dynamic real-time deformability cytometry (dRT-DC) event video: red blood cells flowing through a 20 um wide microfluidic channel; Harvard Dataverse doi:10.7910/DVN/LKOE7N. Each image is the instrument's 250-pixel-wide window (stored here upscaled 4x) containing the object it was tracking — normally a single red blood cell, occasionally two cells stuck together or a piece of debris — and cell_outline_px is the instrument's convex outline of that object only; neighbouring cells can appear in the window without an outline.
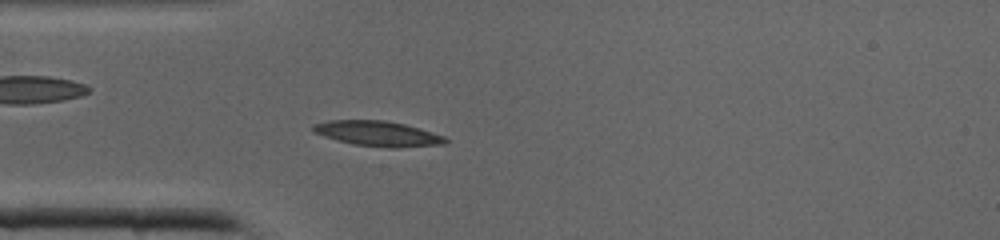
{"species": "common noctule bat (a hibernating species)", "species_latin": "Nyctalus noctula", "temperature_condition": "cold", "stored_images_in_passage": 41, "camera_frame_rate_fps": 3000, "um_per_image_px": 0.085, "animal": {"sex": "male", "body_mass_g": 19.0, "forearm_length_mm": 50.8}, "frame": {"image": 1, "passage_image": 11, "time_ms": 3.333, "image_size_px": [1000, 240], "cell_outline_px": [[448, 140], [444, 144], [396, 148], [388, 148], [352, 144], [336, 140], [312, 132], [312, 124], [328, 120], [384, 120], [404, 124], [444, 136]], "centroid_in_image_um": [32.06, 11.36], "position_along_channel_um": 52.9, "area_um2": 19.42}}
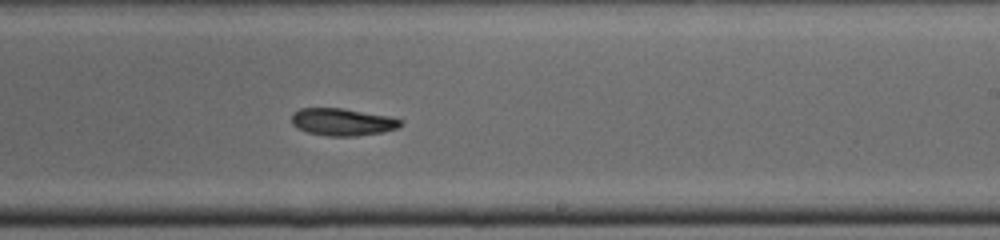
{"frame": {"image": 2, "passage_image": 24, "time_ms": 7.667, "image_size_px": [1000, 240], "cell_outline_px": [[404, 124], [396, 128], [384, 132], [356, 136], [328, 136], [308, 132], [296, 128], [292, 124], [292, 112], [300, 108], [340, 108], [388, 116], [404, 120]], "centroid_in_image_um": [29.11, 10.37], "position_along_channel_um": 259.9, "area_um2": 17.4}}
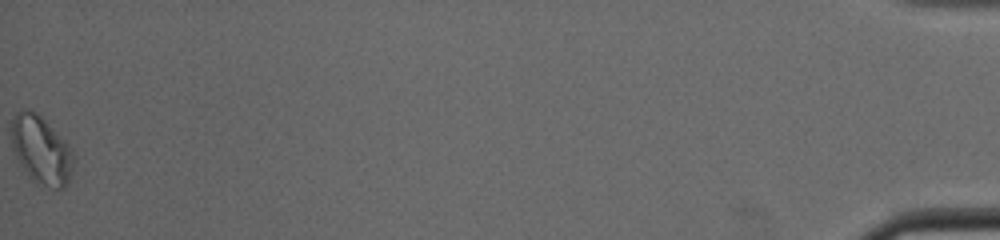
{"frame": {"image": 3, "passage_image": 41, "time_ms": 13.333, "image_size_px": [1000, 240], "cell_outline_px": [[76, 156], [68, 184], [64, 188], [56, 188], [36, 184], [28, 176], [20, 164], [12, 148], [12, 116], [16, 112], [24, 108], [36, 112], [68, 144]], "centroid_in_image_um": [3.51, 12.77], "position_along_channel_um": 431.7, "area_um2": 24.74}}